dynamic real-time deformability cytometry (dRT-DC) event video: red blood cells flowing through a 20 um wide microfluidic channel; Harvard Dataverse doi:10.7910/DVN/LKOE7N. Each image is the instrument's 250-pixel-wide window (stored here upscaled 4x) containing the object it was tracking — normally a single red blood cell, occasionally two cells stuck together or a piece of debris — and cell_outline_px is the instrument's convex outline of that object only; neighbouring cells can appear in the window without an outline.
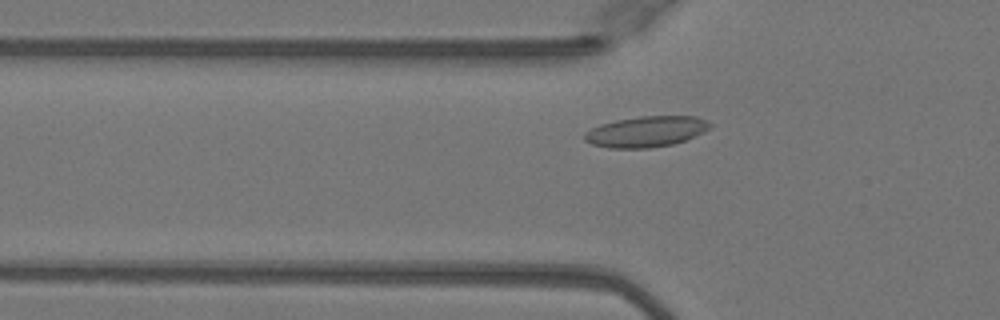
{"species": "Egyptian fruit bat (a non-hibernating species)", "species_latin": "Rousettus aegyptiacus", "temperature_condition": "warm", "stored_images_in_passage": 44, "camera_frame_rate_fps": 3000, "um_per_image_px": 0.085, "animal": {"sex": "female"}, "frame": {"image": 1, "passage_image": 11, "time_ms": 3.333, "image_size_px": [1000, 320], "cell_outline_px": [[712, 124], [704, 132], [684, 140], [672, 144], [648, 148], [608, 148], [592, 144], [584, 140], [584, 132], [600, 124], [616, 120], [640, 116], [696, 116], [708, 120]], "centroid_in_image_um": [54.91, 11.18], "position_along_channel_um": 70.9, "area_um2": 22.48}}
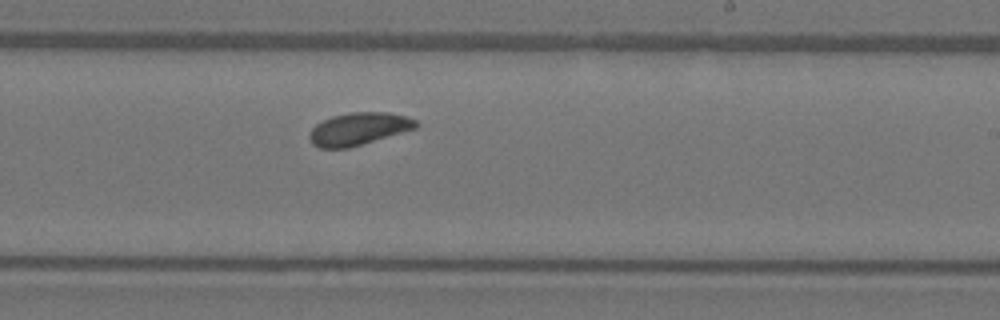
{"frame": {"image": 2, "passage_image": 25, "time_ms": 8.0, "image_size_px": [1000, 320], "cell_outline_px": [[420, 124], [416, 128], [348, 148], [320, 148], [312, 144], [308, 136], [312, 128], [316, 124], [332, 116], [348, 112], [388, 112], [408, 116], [416, 120]], "centroid_in_image_um": [30.49, 10.94], "position_along_channel_um": 258.5, "area_um2": 20.17}}
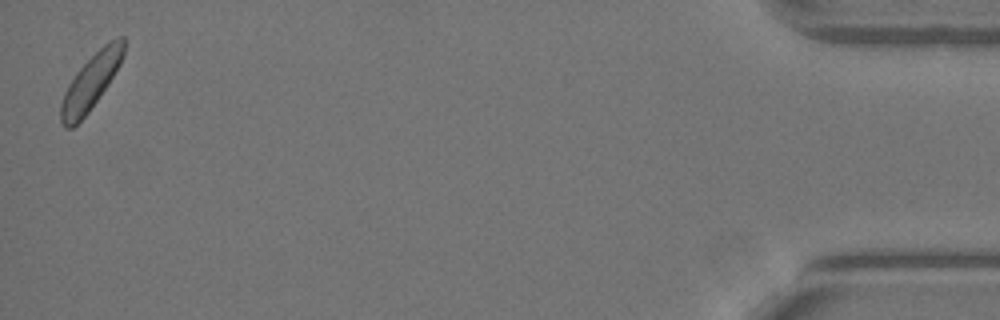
{"frame": {"image": 3, "passage_image": 44, "time_ms": 14.333, "image_size_px": [1000, 320], "cell_outline_px": [[124, 56], [120, 64], [108, 84], [88, 112], [72, 128], [64, 128], [60, 120], [60, 104], [64, 92], [68, 84], [76, 72], [108, 40], [116, 36], [124, 36]], "centroid_in_image_um": [7.72, 6.95], "position_along_channel_um": 427.5, "area_um2": 20.06}, "authors_computed_cell_mechanics": {"area_um2": 20.1433, "velocity_mm_per_s": 4.0192, "shape_relaxation_time_tau1_ms": 2.4599, "shape_relaxation_time_tau2_ms": null, "deformation_change_tau1": 0.068, "deformation_change_tau2": null}}